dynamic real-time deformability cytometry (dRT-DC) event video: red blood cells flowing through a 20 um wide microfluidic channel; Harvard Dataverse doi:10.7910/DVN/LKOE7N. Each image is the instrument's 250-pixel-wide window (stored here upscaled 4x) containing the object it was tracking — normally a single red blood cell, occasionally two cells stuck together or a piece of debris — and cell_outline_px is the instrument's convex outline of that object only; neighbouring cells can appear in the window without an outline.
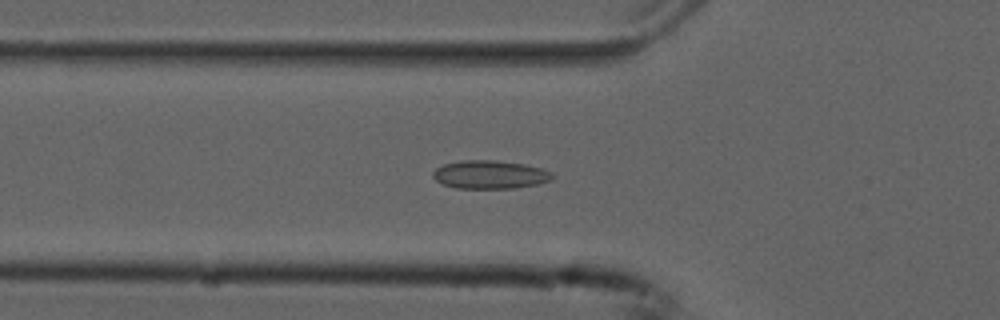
{"species": "common noctule bat (a hibernating species)", "species_latin": "Nyctalus noctula", "temperature_condition": "cold", "stored_images_in_passage": 51, "camera_frame_rate_fps": 3000, "um_per_image_px": 0.085, "animal": {"sex": "male", "forearm_length_mm": 52.5}, "frame": {"image": 1, "passage_image": 16, "time_ms": 5.0, "image_size_px": [1000, 320], "cell_outline_px": [[552, 180], [536, 184], [516, 188], [456, 188], [444, 184], [436, 180], [432, 176], [432, 172], [436, 168], [444, 164], [460, 160], [496, 160], [524, 164], [540, 168], [552, 172]], "centroid_in_image_um": [41.63, 14.83], "position_along_channel_um": 84.2, "area_um2": 19.65}}
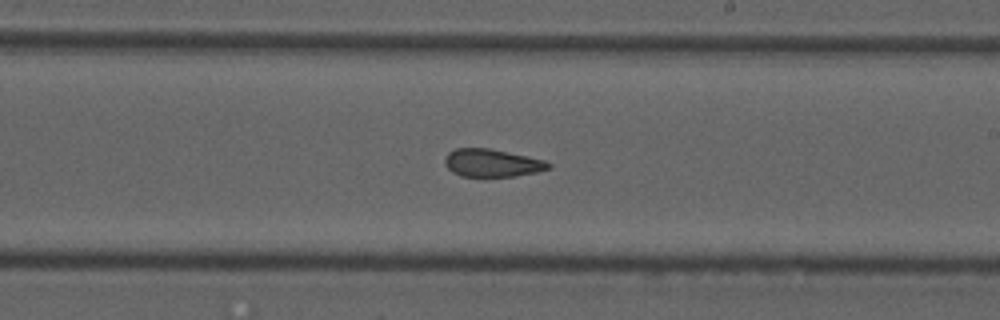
{"frame": {"image": 2, "passage_image": 29, "time_ms": 9.333, "image_size_px": [1000, 320], "cell_outline_px": [[552, 168], [536, 172], [516, 176], [460, 176], [452, 172], [444, 164], [444, 160], [448, 152], [456, 148], [488, 148], [528, 156], [544, 160], [552, 164]], "centroid_in_image_um": [41.82, 13.85], "position_along_channel_um": 247.2, "area_um2": 16.82}}
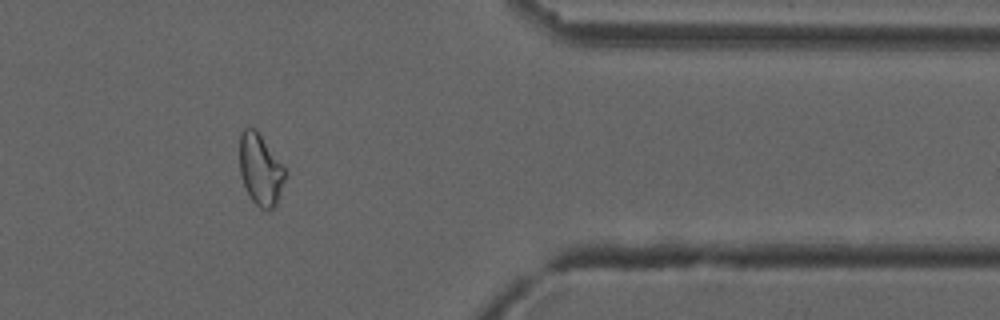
{"frame": {"image": 3, "passage_image": 42, "time_ms": 13.667, "image_size_px": [1000, 320], "cell_outline_px": [[288, 172], [276, 204], [268, 212], [260, 208], [252, 200], [244, 184], [240, 172], [240, 132], [244, 128], [252, 128], [260, 136]], "centroid_in_image_um": [22.15, 14.46], "position_along_channel_um": 389.3, "area_um2": 18.55}, "authors_computed_cell_mechanics": {"area_um2": 19.1318, "velocity_mm_per_s": 3.752, "shape_relaxation_time_tau1_ms": null, "shape_relaxation_time_tau2_ms": 2.1679, "deformation_change_tau1": null, "deformation_change_tau2": 0.0764}}